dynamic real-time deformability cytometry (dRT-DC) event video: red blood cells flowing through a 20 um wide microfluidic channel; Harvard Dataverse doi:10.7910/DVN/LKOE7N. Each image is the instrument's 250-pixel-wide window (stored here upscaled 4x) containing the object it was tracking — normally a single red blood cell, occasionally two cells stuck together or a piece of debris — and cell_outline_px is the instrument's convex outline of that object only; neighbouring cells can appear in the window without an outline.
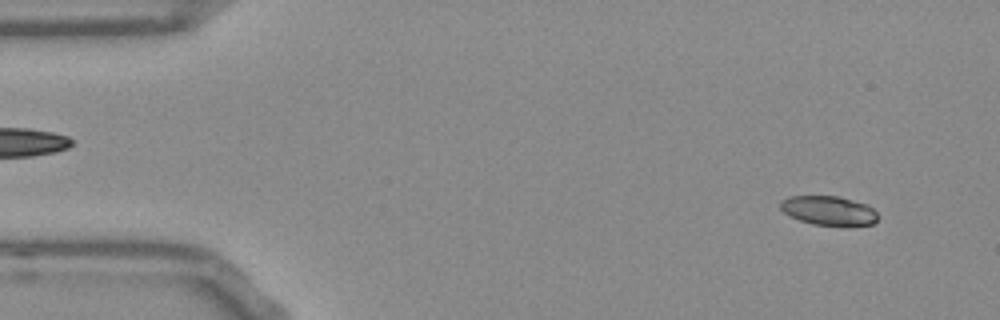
{"species": "Egyptian fruit bat (a non-hibernating species)", "species_latin": "Rousettus aegyptiacus", "temperature_condition": "room temperature", "stored_images_in_passage": 53, "camera_frame_rate_fps": 3000, "um_per_image_px": 0.085, "frame": {"image": 1, "passage_image": 4, "time_ms": 1.0, "image_size_px": [1000, 320], "cell_outline_px": [[876, 220], [872, 224], [848, 228], [844, 228], [812, 224], [788, 216], [780, 208], [780, 200], [788, 196], [840, 196], [868, 204], [876, 212]], "centroid_in_image_um": [70.45, 17.93], "position_along_channel_um": 14.6, "area_um2": 17.28}}
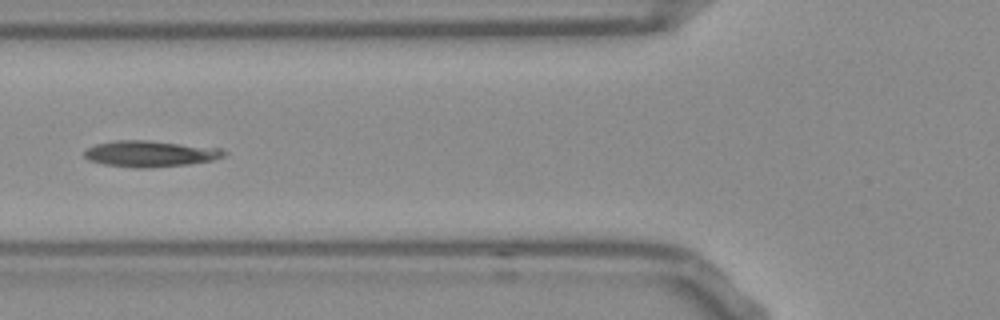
{"frame": {"image": 2, "passage_image": 20, "time_ms": 6.333, "image_size_px": [1000, 320], "cell_outline_px": [[228, 152], [224, 156], [212, 160], [188, 164], [152, 168], [136, 168], [104, 164], [88, 160], [84, 156], [84, 152], [88, 148], [96, 144], [116, 140], [148, 140], [220, 148]], "centroid_in_image_um": [12.77, 13.07], "position_along_channel_um": 113.0, "area_um2": 21.27}}
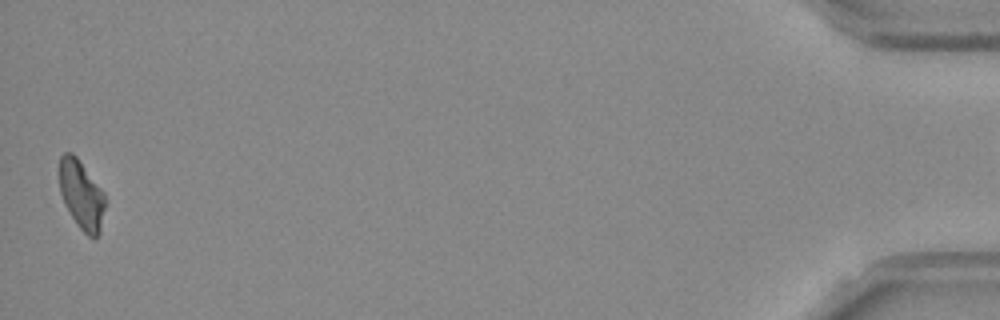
{"frame": {"image": 3, "passage_image": 53, "time_ms": 17.333, "image_size_px": [1000, 320], "cell_outline_px": [[104, 208], [100, 232], [96, 236], [88, 236], [76, 224], [64, 204], [60, 192], [60, 156], [64, 152], [72, 152], [76, 156], [104, 192]], "centroid_in_image_um": [6.91, 16.55], "position_along_channel_um": 428.3, "area_um2": 18.09}, "authors_computed_cell_mechanics": {"area_um2": 19.363, "velocity_mm_per_s": 3.765, "shape_relaxation_time_tau1_ms": null, "shape_relaxation_time_tau2_ms": 4.5151, "deformation_change_tau1": null, "deformation_change_tau2": 0.1025}}